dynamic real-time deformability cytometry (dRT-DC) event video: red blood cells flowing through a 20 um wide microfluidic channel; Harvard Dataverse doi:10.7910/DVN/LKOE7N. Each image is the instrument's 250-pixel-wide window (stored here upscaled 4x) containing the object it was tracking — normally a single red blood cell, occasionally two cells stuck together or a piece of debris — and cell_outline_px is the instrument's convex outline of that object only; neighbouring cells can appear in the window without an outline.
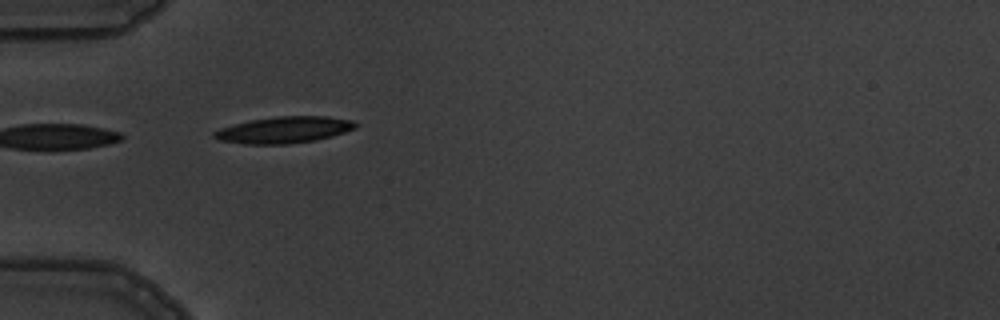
{"species": "common noctule bat (a hibernating species)", "species_latin": "Nyctalus noctula", "temperature_condition": "warm", "stored_images_in_passage": 6, "camera_frame_rate_fps": 3000, "um_per_image_px": 0.085, "animal": {"sex": "male", "body_mass_g": 19.5, "forearm_length_mm": 54.6}, "frame": {"image": 1, "passage_image": 2, "time_ms": 1.0, "image_size_px": [1000, 320], "cell_outline_px": [[356, 128], [332, 136], [316, 140], [288, 144], [244, 144], [220, 140], [212, 136], [212, 132], [220, 128], [252, 120], [276, 116], [328, 116], [352, 120], [356, 124]], "centroid_in_image_um": [24.15, 11.04], "position_along_channel_um": 60.9, "area_um2": 21.73}}
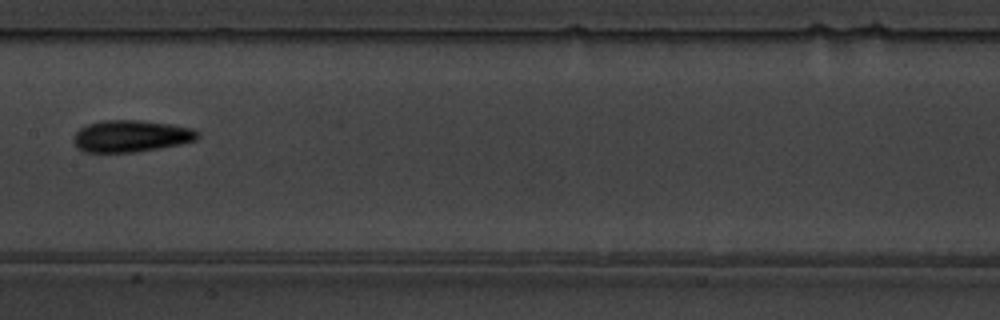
{"frame": {"image": 2, "passage_image": 5, "time_ms": 4.667, "image_size_px": [1000, 320], "cell_outline_px": [[200, 136], [196, 140], [180, 144], [160, 148], [136, 152], [84, 152], [76, 148], [72, 140], [72, 136], [80, 128], [88, 124], [104, 120], [140, 120], [172, 124], [192, 128], [200, 132]], "centroid_in_image_um": [11.13, 11.57], "position_along_channel_um": 196.3, "area_um2": 23.29}}
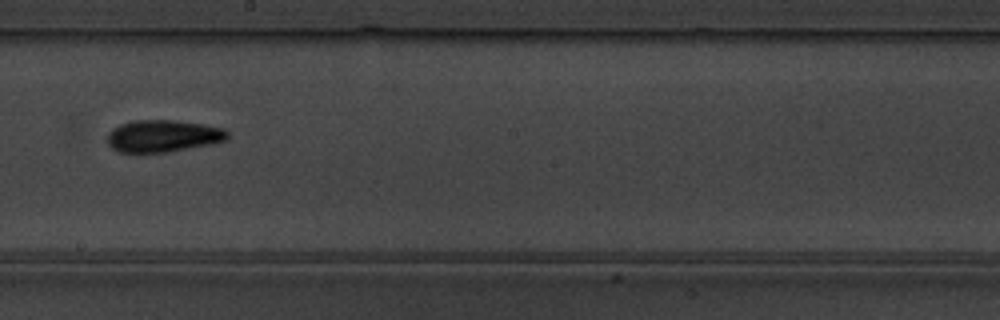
{"frame": {"image": 3, "passage_image": 6, "time_ms": 5.667, "image_size_px": [1000, 320], "cell_outline_px": [[228, 140], [212, 144], [168, 152], [120, 152], [112, 148], [108, 144], [108, 132], [112, 128], [120, 124], [136, 120], [176, 120], [204, 124], [224, 128], [228, 132]], "centroid_in_image_um": [13.88, 11.55], "position_along_channel_um": 234.3, "area_um2": 22.6}}